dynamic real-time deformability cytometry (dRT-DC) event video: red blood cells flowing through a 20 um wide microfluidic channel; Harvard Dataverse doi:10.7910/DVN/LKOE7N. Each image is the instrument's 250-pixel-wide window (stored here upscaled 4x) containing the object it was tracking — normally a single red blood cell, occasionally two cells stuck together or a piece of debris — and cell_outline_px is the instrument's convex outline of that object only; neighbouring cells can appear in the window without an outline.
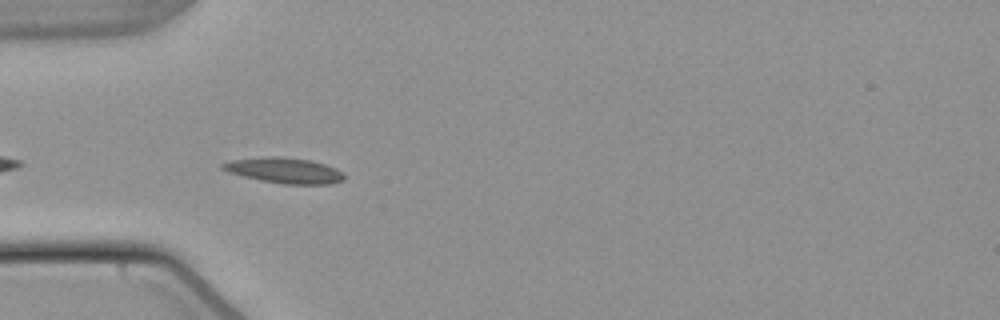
{"species": "common noctule bat (a hibernating species)", "species_latin": "Nyctalus noctula", "temperature_condition": "warm", "stored_images_in_passage": 7, "camera_frame_rate_fps": 3000, "um_per_image_px": 0.085, "animal": {"sex": "male", "body_mass_g": 21.5, "forearm_length_mm": 52.0}, "frame": {"image": 1, "passage_image": 3, "time_ms": 0.667, "image_size_px": [1000, 320], "cell_outline_px": [[344, 180], [332, 184], [284, 184], [260, 180], [228, 172], [220, 168], [220, 164], [228, 160], [268, 156], [280, 156], [308, 160], [324, 164], [336, 168], [344, 172]], "centroid_in_image_um": [24.16, 14.48], "position_along_channel_um": 60.8, "area_um2": 18.21}}